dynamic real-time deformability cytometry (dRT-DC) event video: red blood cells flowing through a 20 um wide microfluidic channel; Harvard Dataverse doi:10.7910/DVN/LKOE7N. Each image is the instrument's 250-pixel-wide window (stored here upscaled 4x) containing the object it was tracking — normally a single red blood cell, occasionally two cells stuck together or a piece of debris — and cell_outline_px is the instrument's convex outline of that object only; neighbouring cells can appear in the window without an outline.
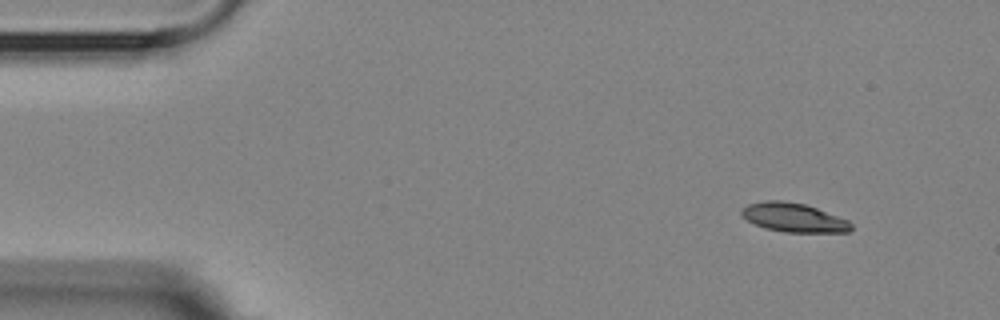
{"species": "Egyptian fruit bat (a non-hibernating species)", "species_latin": "Rousettus aegyptiacus", "temperature_condition": "room temperature", "stored_images_in_passage": 5, "segment_of_instrument_passage": [1, 2], "camera_frame_rate_fps": 3000, "um_per_image_px": 0.085, "animal": {"sex": "female"}, "frame": {"image": 1, "passage_image": 1, "time_ms": 0.0, "image_size_px": [1000, 320], "cell_outline_px": [[852, 228], [848, 232], [784, 232], [764, 228], [748, 220], [740, 212], [748, 204], [764, 200], [780, 200], [804, 204], [816, 208], [848, 220], [852, 224]], "centroid_in_image_um": [67.47, 18.49], "position_along_channel_um": 17.5, "area_um2": 18.26}}